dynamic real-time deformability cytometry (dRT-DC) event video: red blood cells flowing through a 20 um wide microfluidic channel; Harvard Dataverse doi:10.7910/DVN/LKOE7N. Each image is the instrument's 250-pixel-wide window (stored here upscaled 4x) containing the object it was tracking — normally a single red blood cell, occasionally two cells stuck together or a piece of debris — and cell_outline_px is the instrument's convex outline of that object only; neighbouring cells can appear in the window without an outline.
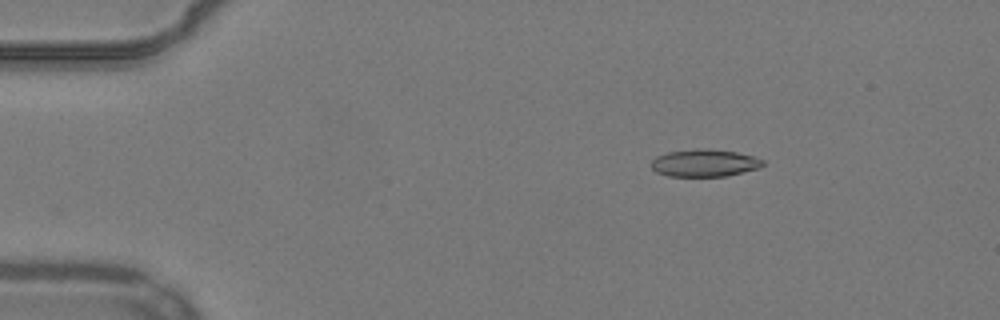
{"species": "common noctule bat (a hibernating species)", "species_latin": "Nyctalus noctula", "temperature_condition": "warm", "stored_images_in_passage": 24, "camera_frame_rate_fps": 3000, "um_per_image_px": 0.085, "animal": {"sex": "male", "body_mass_g": 19.2, "forearm_length_mm": 51.8}, "frame": {"image": 1, "passage_image": 9, "time_ms": 2.667, "image_size_px": [1000, 320], "cell_outline_px": [[764, 164], [760, 168], [724, 176], [668, 176], [656, 172], [652, 168], [652, 160], [656, 156], [668, 152], [696, 148], [708, 148], [736, 152], [752, 156], [764, 160]], "centroid_in_image_um": [59.87, 13.84], "position_along_channel_um": 25.1, "area_um2": 17.8}}
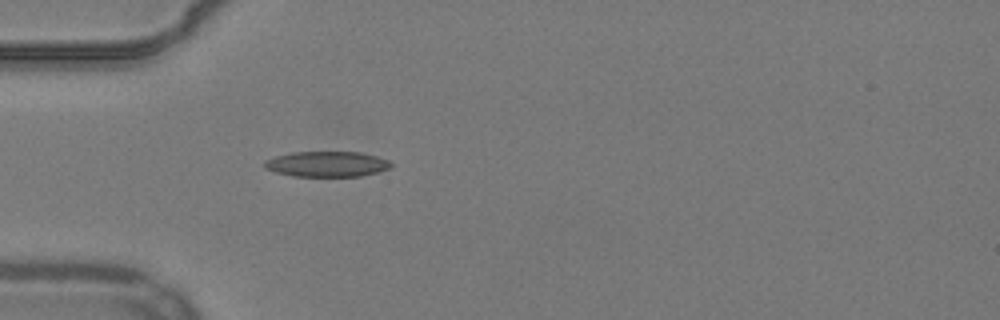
{"frame": {"image": 2, "passage_image": 17, "time_ms": 5.333, "image_size_px": [1000, 320], "cell_outline_px": [[392, 168], [360, 176], [292, 176], [276, 172], [264, 168], [264, 160], [276, 156], [292, 152], [360, 152], [376, 156], [388, 160], [392, 164]], "centroid_in_image_um": [27.78, 13.94], "position_along_channel_um": 57.2, "area_um2": 18.73}}
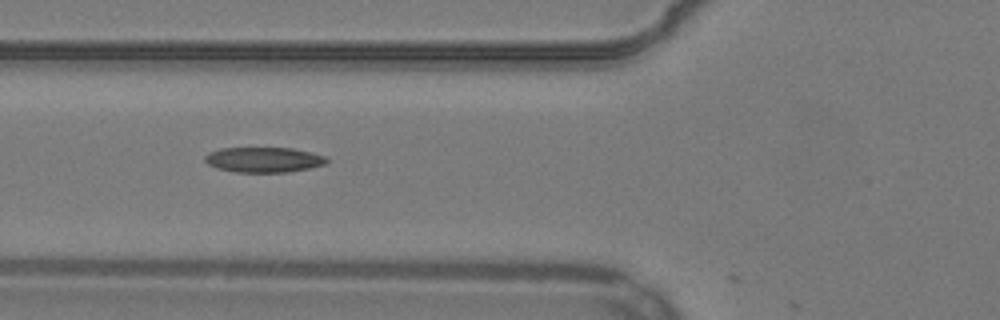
{"frame": {"image": 3, "passage_image": 21, "time_ms": 6.667, "image_size_px": [1000, 320], "cell_outline_px": [[328, 160], [324, 164], [308, 168], [288, 172], [236, 172], [216, 168], [208, 164], [204, 160], [204, 156], [208, 152], [220, 148], [292, 148], [324, 156]], "centroid_in_image_um": [22.34, 13.57], "position_along_channel_um": 103.5, "area_um2": 17.74}}